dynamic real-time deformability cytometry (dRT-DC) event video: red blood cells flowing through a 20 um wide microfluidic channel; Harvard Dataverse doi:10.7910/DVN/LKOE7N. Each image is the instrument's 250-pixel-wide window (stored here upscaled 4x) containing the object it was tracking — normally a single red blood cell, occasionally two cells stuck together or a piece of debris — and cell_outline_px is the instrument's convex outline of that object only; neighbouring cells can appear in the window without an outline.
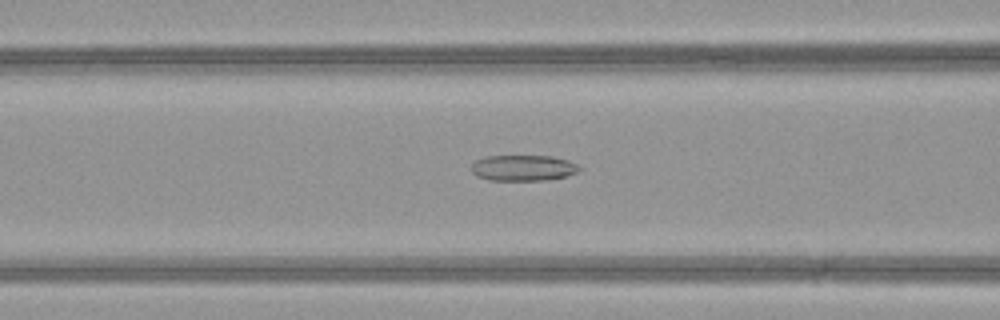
{"species": "common noctule bat (a hibernating species)", "species_latin": "Nyctalus noctula", "temperature_condition": "warm", "stored_images_in_passage": 36, "camera_frame_rate_fps": 3000, "um_per_image_px": 0.085, "animal": {"sex": "female", "body_mass_g": 21.9}, "frame": {"image": 1, "passage_image": 7, "time_ms": 2.0, "image_size_px": [1000, 320], "cell_outline_px": [[580, 168], [576, 172], [564, 176], [548, 180], [488, 180], [476, 176], [472, 172], [472, 164], [476, 160], [484, 156], [552, 156], [568, 160], [576, 164]], "centroid_in_image_um": [44.43, 14.27], "position_along_channel_um": 122.2, "area_um2": 16.18}}
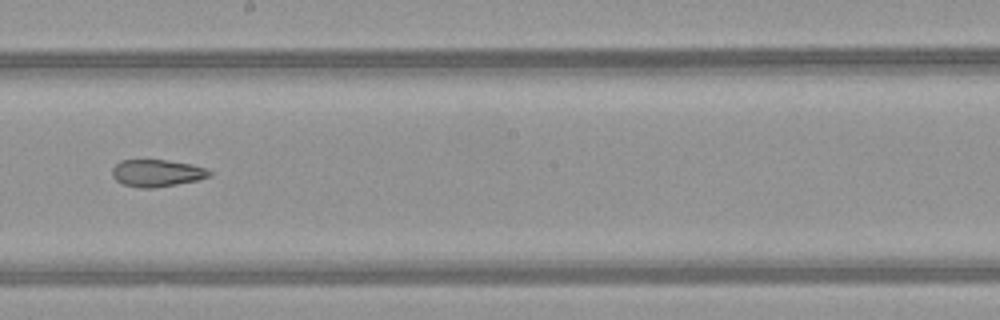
{"frame": {"image": 2, "passage_image": 15, "time_ms": 4.667, "image_size_px": [1000, 320], "cell_outline_px": [[212, 176], [200, 180], [152, 188], [140, 188], [124, 184], [116, 180], [112, 176], [112, 168], [120, 160], [168, 160], [192, 164], [208, 168], [212, 172]], "centroid_in_image_um": [13.39, 14.7], "position_along_channel_um": 234.8, "area_um2": 15.55}}
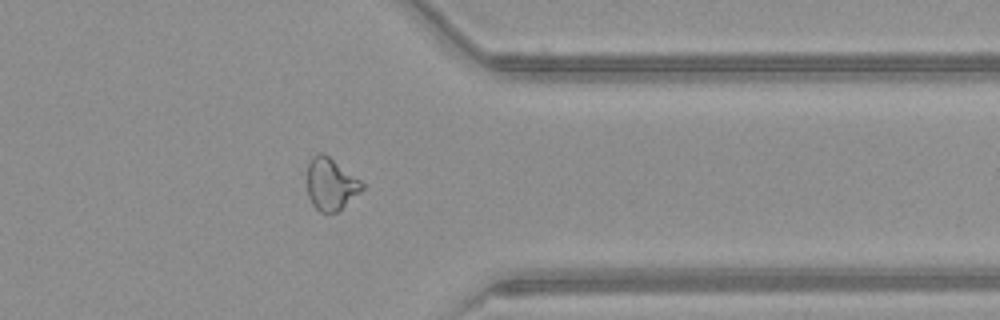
{"frame": {"image": 3, "passage_image": 26, "time_ms": 8.333, "image_size_px": [1000, 320], "cell_outline_px": [[364, 188], [360, 192], [336, 212], [320, 212], [312, 204], [308, 196], [308, 160], [316, 152], [324, 152], [360, 180], [364, 184]], "centroid_in_image_um": [28.1, 15.61], "position_along_channel_um": 383.3, "area_um2": 16.59}}